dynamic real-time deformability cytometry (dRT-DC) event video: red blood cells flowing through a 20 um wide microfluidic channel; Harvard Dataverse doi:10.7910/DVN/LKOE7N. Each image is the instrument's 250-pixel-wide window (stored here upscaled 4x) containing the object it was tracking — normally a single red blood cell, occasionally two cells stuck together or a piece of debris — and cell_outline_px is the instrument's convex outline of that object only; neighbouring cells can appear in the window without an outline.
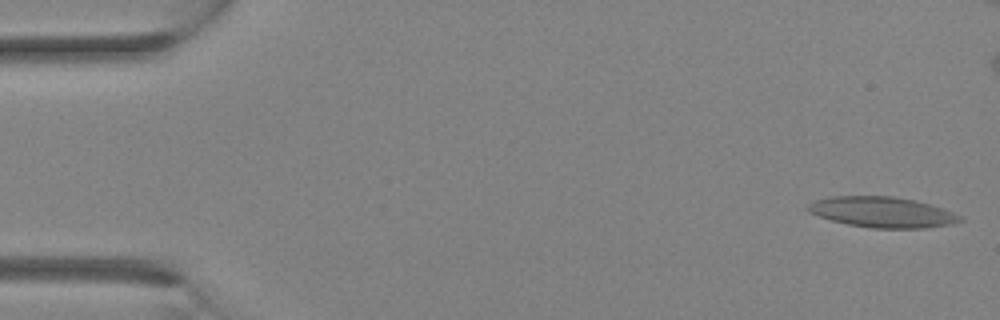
{"species": "Egyptian fruit bat (a non-hibernating species)", "species_latin": "Rousettus aegyptiacus", "temperature_condition": "room temperature", "stored_images_in_passage": 33, "camera_frame_rate_fps": 3000, "um_per_image_px": 0.085, "animal": {"sex": "female"}, "frame": {"image": 1, "passage_image": 1, "time_ms": 0.0, "image_size_px": [1000, 320], "cell_outline_px": [[964, 220], [952, 224], [924, 228], [872, 228], [848, 224], [832, 220], [808, 212], [804, 208], [808, 204], [816, 200], [832, 196], [892, 196], [916, 200], [944, 208], [964, 216]], "centroid_in_image_um": [75.04, 18.03], "position_along_channel_um": 10.0, "area_um2": 27.28}}
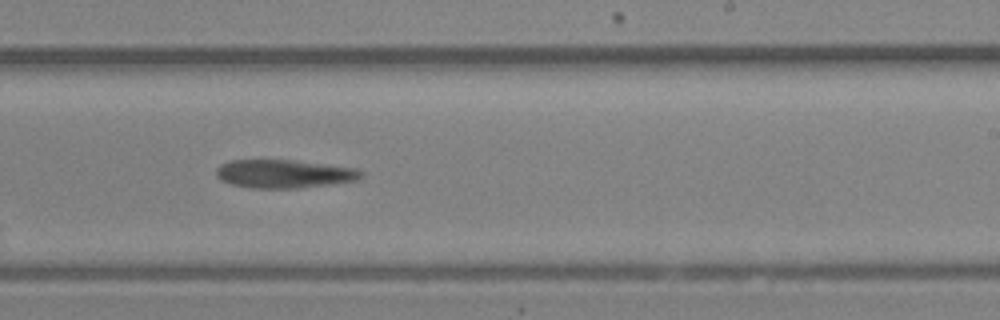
{"frame": {"image": 2, "passage_image": 20, "time_ms": 6.333, "image_size_px": [1000, 320], "cell_outline_px": [[364, 176], [360, 180], [296, 188], [252, 188], [232, 184], [220, 180], [216, 176], [216, 168], [220, 164], [228, 160], [292, 160], [356, 168], [364, 172]], "centroid_in_image_um": [24.14, 14.77], "position_along_channel_um": 264.9, "area_um2": 23.99}}
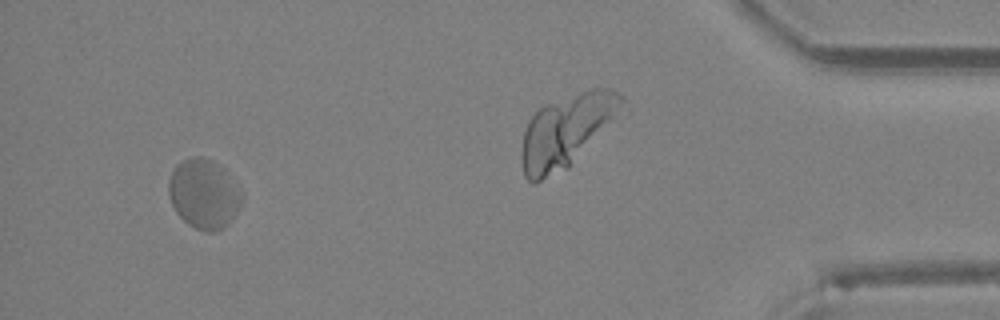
{"frame": {"image": 3, "passage_image": 31, "time_ms": 10.0, "image_size_px": [1000, 320], "cell_outline_px": [[244, 200], [228, 224], [216, 232], [204, 232], [188, 224], [176, 212], [168, 196], [168, 180], [172, 168], [180, 160], [192, 156], [200, 156], [224, 168], [228, 172], [244, 192]], "centroid_in_image_um": [17.33, 16.47], "position_along_channel_um": 417.9, "area_um2": 30.17}}